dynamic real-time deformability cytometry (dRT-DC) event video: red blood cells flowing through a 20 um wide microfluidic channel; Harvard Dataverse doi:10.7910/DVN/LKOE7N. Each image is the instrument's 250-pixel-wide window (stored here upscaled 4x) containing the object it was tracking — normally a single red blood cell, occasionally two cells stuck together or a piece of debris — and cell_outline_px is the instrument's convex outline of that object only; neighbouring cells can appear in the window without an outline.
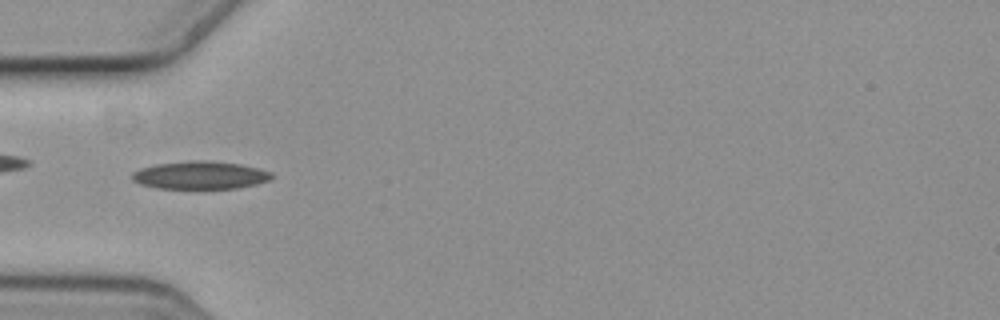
{"species": "common noctule bat (a hibernating species)", "species_latin": "Nyctalus noctula", "temperature_condition": "cold", "stored_images_in_passage": 1, "camera_frame_rate_fps": 3000, "um_per_image_px": 0.085, "animal": {"sex": "female", "body_mass_g": 19.3, "forearm_length_mm": 54.1}, "frame": {"image": 1, "passage_image": 1, "time_ms": 0.0, "image_size_px": [1000, 320], "cell_outline_px": [[272, 176], [268, 180], [256, 184], [236, 188], [156, 188], [140, 184], [132, 180], [132, 172], [140, 168], [156, 164], [188, 160], [208, 160], [240, 164], [272, 172]], "centroid_in_image_um": [16.97, 14.88], "position_along_channel_um": 68.0, "area_um2": 22.6}}